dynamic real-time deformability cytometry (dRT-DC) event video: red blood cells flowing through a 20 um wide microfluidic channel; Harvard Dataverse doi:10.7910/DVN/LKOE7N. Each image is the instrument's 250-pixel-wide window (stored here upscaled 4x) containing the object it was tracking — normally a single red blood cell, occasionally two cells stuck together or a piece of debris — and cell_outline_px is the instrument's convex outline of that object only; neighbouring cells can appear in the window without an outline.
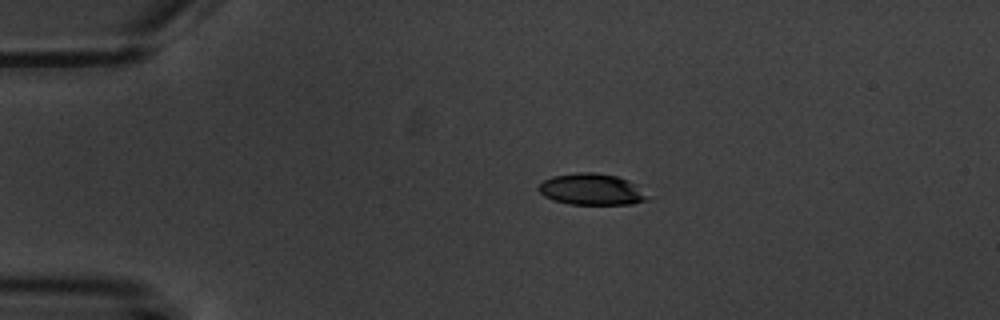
{"species": "common noctule bat (a hibernating species)", "species_latin": "Nyctalus noctula", "temperature_condition": "warm", "stored_images_in_passage": 14, "camera_frame_rate_fps": 3000, "um_per_image_px": 0.085, "animal": {"sex": "male", "body_mass_g": 20.1, "forearm_length_mm": 53.5}, "frame": {"image": 1, "passage_image": 2, "time_ms": 2.333, "image_size_px": [1000, 320], "cell_outline_px": [[648, 200], [632, 204], [568, 204], [552, 200], [544, 196], [536, 188], [544, 180], [552, 176], [576, 172], [592, 172], [616, 176], [628, 180], [636, 184], [648, 196]], "centroid_in_image_um": [50.27, 16.09], "position_along_channel_um": 34.7, "area_um2": 20.0}}
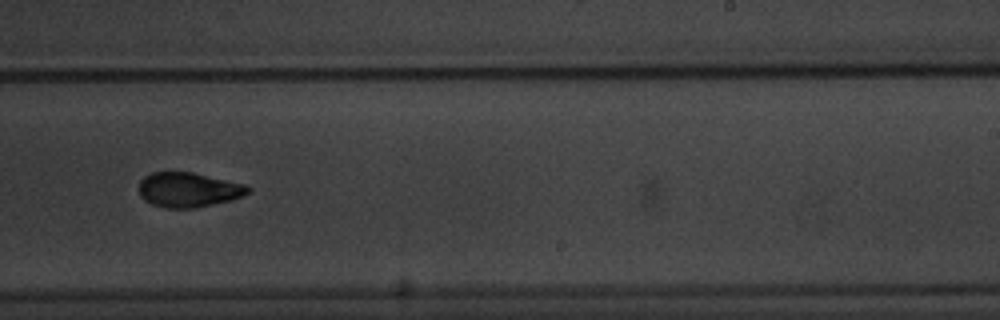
{"frame": {"image": 2, "passage_image": 9, "time_ms": 10.333, "image_size_px": [1000, 320], "cell_outline_px": [[252, 192], [232, 200], [196, 208], [168, 208], [152, 204], [144, 200], [140, 196], [140, 180], [144, 176], [152, 172], [192, 172], [244, 184], [252, 188]], "centroid_in_image_um": [16.04, 16.13], "position_along_channel_um": 273.0, "area_um2": 22.14}}
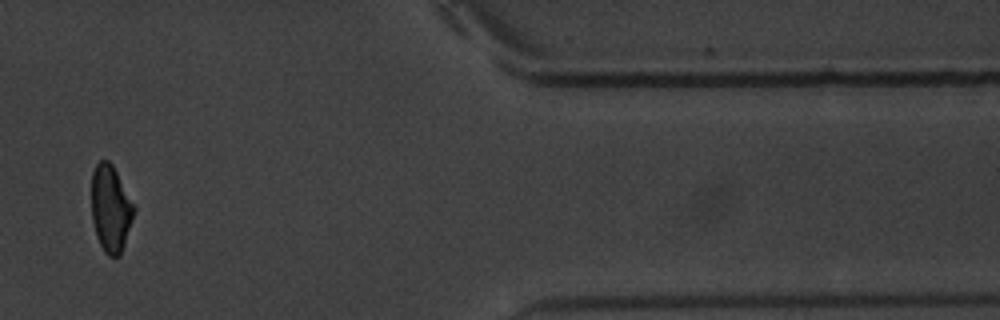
{"frame": {"image": 3, "passage_image": 12, "time_ms": 15.0, "image_size_px": [1000, 320], "cell_outline_px": [[136, 208], [120, 256], [108, 256], [104, 252], [96, 236], [92, 220], [92, 172], [96, 164], [100, 160], [108, 160], [112, 164], [136, 204]], "centroid_in_image_um": [9.42, 17.71], "position_along_channel_um": 402.0, "area_um2": 21.68}, "authors_computed_cell_mechanics": {"area_um2": 22.0796, "velocity_mm_per_s": 3.55, "shape_relaxation_time_tau1_ms": 4.0678, "shape_relaxation_time_tau2_ms": 2.5396, "deformation_change_tau1": 0.1485, "deformation_change_tau2": 0.0675}}